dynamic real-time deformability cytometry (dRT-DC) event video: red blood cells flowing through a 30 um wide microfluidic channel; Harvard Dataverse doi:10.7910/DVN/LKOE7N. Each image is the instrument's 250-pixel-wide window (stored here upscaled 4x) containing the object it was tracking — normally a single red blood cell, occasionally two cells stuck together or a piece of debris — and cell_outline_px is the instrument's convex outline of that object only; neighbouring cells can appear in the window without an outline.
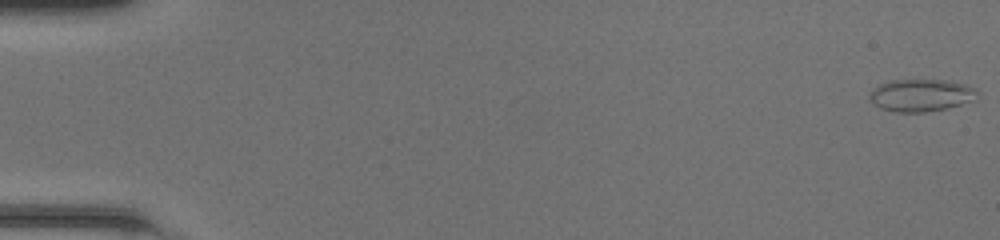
{"species": "common noctule bat (a hibernating species)", "species_latin": "Nyctalus noctula", "temperature_condition": "room temperature", "stored_images_in_passage": 49, "camera_frame_rate_fps": 3000, "um_per_image_px": 0.085, "animal": {"sex": "female", "body_mass_g": 20.0, "forearm_length_mm": 54.0}, "frame": {"image": 1, "passage_image": 1, "time_ms": 0.0, "image_size_px": [1000, 240], "cell_outline_px": [[980, 92], [976, 100], [948, 108], [924, 112], [896, 112], [880, 108], [872, 104], [868, 100], [868, 92], [880, 84], [888, 80], [948, 80], [964, 84], [976, 88]], "centroid_in_image_um": [78.28, 8.1], "position_along_channel_um": 6.7, "area_um2": 20.75}}
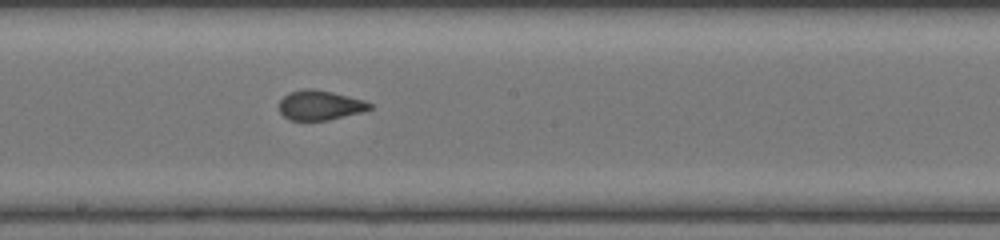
{"frame": {"image": 2, "passage_image": 28, "time_ms": 9.0, "image_size_px": [1000, 240], "cell_outline_px": [[372, 108], [360, 112], [328, 120], [288, 120], [280, 112], [280, 100], [288, 92], [304, 88], [312, 88], [332, 92], [364, 100], [372, 104]], "centroid_in_image_um": [27.17, 8.93], "position_along_channel_um": 221.0, "area_um2": 15.61}}
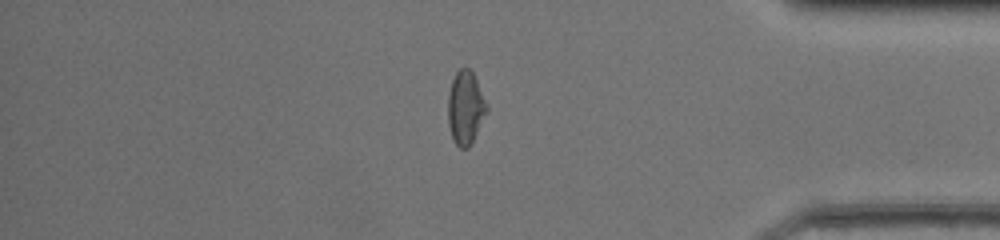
{"frame": {"image": 3, "passage_image": 42, "time_ms": 13.667, "image_size_px": [1000, 240], "cell_outline_px": [[488, 108], [468, 148], [460, 148], [452, 140], [448, 124], [448, 96], [452, 80], [456, 72], [460, 68], [468, 68], [472, 72], [488, 104]], "centroid_in_image_um": [39.54, 9.15], "position_along_channel_um": 395.7, "area_um2": 16.3}, "authors_computed_cell_mechanics": {"area_um2": 16.7042, "velocity_mm_per_s": 4.2909, "shape_relaxation_time_tau1_ms": null, "shape_relaxation_time_tau2_ms": 0.8852, "deformation_change_tau1": null, "deformation_change_tau2": 0.0608}}